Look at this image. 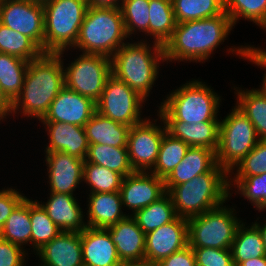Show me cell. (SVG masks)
Masks as SVG:
<instances>
[{"instance_id":"obj_1","label":"cell","mask_w":266,"mask_h":266,"mask_svg":"<svg viewBox=\"0 0 266 266\" xmlns=\"http://www.w3.org/2000/svg\"><path fill=\"white\" fill-rule=\"evenodd\" d=\"M62 54L42 53L38 58L29 61L22 90L12 103L11 113L14 114L21 108L24 116L37 117L39 121L44 118L51 102L65 87Z\"/></svg>"},{"instance_id":"obj_2","label":"cell","mask_w":266,"mask_h":266,"mask_svg":"<svg viewBox=\"0 0 266 266\" xmlns=\"http://www.w3.org/2000/svg\"><path fill=\"white\" fill-rule=\"evenodd\" d=\"M233 24L224 12L215 17L176 24L172 37L164 45L165 61H204L224 42Z\"/></svg>"},{"instance_id":"obj_3","label":"cell","mask_w":266,"mask_h":266,"mask_svg":"<svg viewBox=\"0 0 266 266\" xmlns=\"http://www.w3.org/2000/svg\"><path fill=\"white\" fill-rule=\"evenodd\" d=\"M226 174L229 173L217 164L210 172L173 186L167 193L176 215L189 219L223 205L232 185Z\"/></svg>"},{"instance_id":"obj_4","label":"cell","mask_w":266,"mask_h":266,"mask_svg":"<svg viewBox=\"0 0 266 266\" xmlns=\"http://www.w3.org/2000/svg\"><path fill=\"white\" fill-rule=\"evenodd\" d=\"M146 41L124 43L111 58V72L144 99L158 75L159 60H165L164 46L154 41L152 53Z\"/></svg>"},{"instance_id":"obj_5","label":"cell","mask_w":266,"mask_h":266,"mask_svg":"<svg viewBox=\"0 0 266 266\" xmlns=\"http://www.w3.org/2000/svg\"><path fill=\"white\" fill-rule=\"evenodd\" d=\"M128 37L120 7L89 6L74 47L112 57Z\"/></svg>"},{"instance_id":"obj_6","label":"cell","mask_w":266,"mask_h":266,"mask_svg":"<svg viewBox=\"0 0 266 266\" xmlns=\"http://www.w3.org/2000/svg\"><path fill=\"white\" fill-rule=\"evenodd\" d=\"M44 53L74 47L89 7L87 0H44Z\"/></svg>"},{"instance_id":"obj_7","label":"cell","mask_w":266,"mask_h":266,"mask_svg":"<svg viewBox=\"0 0 266 266\" xmlns=\"http://www.w3.org/2000/svg\"><path fill=\"white\" fill-rule=\"evenodd\" d=\"M220 97L200 81H191L171 93L159 107L161 119H176L186 123L219 121Z\"/></svg>"},{"instance_id":"obj_8","label":"cell","mask_w":266,"mask_h":266,"mask_svg":"<svg viewBox=\"0 0 266 266\" xmlns=\"http://www.w3.org/2000/svg\"><path fill=\"white\" fill-rule=\"evenodd\" d=\"M258 142L259 138L252 122L235 107L219 124L217 164L230 173Z\"/></svg>"},{"instance_id":"obj_9","label":"cell","mask_w":266,"mask_h":266,"mask_svg":"<svg viewBox=\"0 0 266 266\" xmlns=\"http://www.w3.org/2000/svg\"><path fill=\"white\" fill-rule=\"evenodd\" d=\"M234 208L222 205L188 219V245L231 249L236 230L240 225Z\"/></svg>"},{"instance_id":"obj_10","label":"cell","mask_w":266,"mask_h":266,"mask_svg":"<svg viewBox=\"0 0 266 266\" xmlns=\"http://www.w3.org/2000/svg\"><path fill=\"white\" fill-rule=\"evenodd\" d=\"M67 69V70H66ZM64 70L65 86L97 102L111 72V58L83 53Z\"/></svg>"},{"instance_id":"obj_11","label":"cell","mask_w":266,"mask_h":266,"mask_svg":"<svg viewBox=\"0 0 266 266\" xmlns=\"http://www.w3.org/2000/svg\"><path fill=\"white\" fill-rule=\"evenodd\" d=\"M145 99L125 82L110 75L96 102V111L121 124L132 127L143 121L140 118L141 106Z\"/></svg>"},{"instance_id":"obj_12","label":"cell","mask_w":266,"mask_h":266,"mask_svg":"<svg viewBox=\"0 0 266 266\" xmlns=\"http://www.w3.org/2000/svg\"><path fill=\"white\" fill-rule=\"evenodd\" d=\"M0 23L30 38L44 53L42 1L0 0Z\"/></svg>"},{"instance_id":"obj_13","label":"cell","mask_w":266,"mask_h":266,"mask_svg":"<svg viewBox=\"0 0 266 266\" xmlns=\"http://www.w3.org/2000/svg\"><path fill=\"white\" fill-rule=\"evenodd\" d=\"M163 129L154 125L149 119L130 127L127 138L129 161L134 171L148 172L154 167L164 133Z\"/></svg>"},{"instance_id":"obj_14","label":"cell","mask_w":266,"mask_h":266,"mask_svg":"<svg viewBox=\"0 0 266 266\" xmlns=\"http://www.w3.org/2000/svg\"><path fill=\"white\" fill-rule=\"evenodd\" d=\"M188 245V219L176 217L146 234L145 260L159 262Z\"/></svg>"},{"instance_id":"obj_15","label":"cell","mask_w":266,"mask_h":266,"mask_svg":"<svg viewBox=\"0 0 266 266\" xmlns=\"http://www.w3.org/2000/svg\"><path fill=\"white\" fill-rule=\"evenodd\" d=\"M150 174L135 171L123 178L119 191L122 205L131 208L133 214L157 201L166 193L164 179Z\"/></svg>"},{"instance_id":"obj_16","label":"cell","mask_w":266,"mask_h":266,"mask_svg":"<svg viewBox=\"0 0 266 266\" xmlns=\"http://www.w3.org/2000/svg\"><path fill=\"white\" fill-rule=\"evenodd\" d=\"M96 111V102L66 86L51 102L41 122H62L84 127Z\"/></svg>"},{"instance_id":"obj_17","label":"cell","mask_w":266,"mask_h":266,"mask_svg":"<svg viewBox=\"0 0 266 266\" xmlns=\"http://www.w3.org/2000/svg\"><path fill=\"white\" fill-rule=\"evenodd\" d=\"M51 192L71 194L83 181V159L64 152H46Z\"/></svg>"},{"instance_id":"obj_18","label":"cell","mask_w":266,"mask_h":266,"mask_svg":"<svg viewBox=\"0 0 266 266\" xmlns=\"http://www.w3.org/2000/svg\"><path fill=\"white\" fill-rule=\"evenodd\" d=\"M105 229L109 232L122 263L145 260L146 234L132 216L127 215L125 219Z\"/></svg>"},{"instance_id":"obj_19","label":"cell","mask_w":266,"mask_h":266,"mask_svg":"<svg viewBox=\"0 0 266 266\" xmlns=\"http://www.w3.org/2000/svg\"><path fill=\"white\" fill-rule=\"evenodd\" d=\"M84 266H122L116 246L104 228L86 227L81 232Z\"/></svg>"},{"instance_id":"obj_20","label":"cell","mask_w":266,"mask_h":266,"mask_svg":"<svg viewBox=\"0 0 266 266\" xmlns=\"http://www.w3.org/2000/svg\"><path fill=\"white\" fill-rule=\"evenodd\" d=\"M37 255L44 263L41 266H84L81 232L62 231L37 251Z\"/></svg>"},{"instance_id":"obj_21","label":"cell","mask_w":266,"mask_h":266,"mask_svg":"<svg viewBox=\"0 0 266 266\" xmlns=\"http://www.w3.org/2000/svg\"><path fill=\"white\" fill-rule=\"evenodd\" d=\"M162 121L167 133L181 139L190 147L210 148L217 151L220 121H202L196 124L176 119H162Z\"/></svg>"},{"instance_id":"obj_22","label":"cell","mask_w":266,"mask_h":266,"mask_svg":"<svg viewBox=\"0 0 266 266\" xmlns=\"http://www.w3.org/2000/svg\"><path fill=\"white\" fill-rule=\"evenodd\" d=\"M48 128L49 145L45 152H64L85 160L89 142L85 128L62 122H43Z\"/></svg>"},{"instance_id":"obj_23","label":"cell","mask_w":266,"mask_h":266,"mask_svg":"<svg viewBox=\"0 0 266 266\" xmlns=\"http://www.w3.org/2000/svg\"><path fill=\"white\" fill-rule=\"evenodd\" d=\"M216 152L210 148L190 147L183 160L164 179L165 190L192 180L195 176L210 172L215 166Z\"/></svg>"},{"instance_id":"obj_24","label":"cell","mask_w":266,"mask_h":266,"mask_svg":"<svg viewBox=\"0 0 266 266\" xmlns=\"http://www.w3.org/2000/svg\"><path fill=\"white\" fill-rule=\"evenodd\" d=\"M47 203L41 204L48 217L61 231L82 232L87 224L83 222V212L71 194L50 193Z\"/></svg>"},{"instance_id":"obj_25","label":"cell","mask_w":266,"mask_h":266,"mask_svg":"<svg viewBox=\"0 0 266 266\" xmlns=\"http://www.w3.org/2000/svg\"><path fill=\"white\" fill-rule=\"evenodd\" d=\"M87 227L108 228L127 216L123 214L119 191L109 193H90Z\"/></svg>"},{"instance_id":"obj_26","label":"cell","mask_w":266,"mask_h":266,"mask_svg":"<svg viewBox=\"0 0 266 266\" xmlns=\"http://www.w3.org/2000/svg\"><path fill=\"white\" fill-rule=\"evenodd\" d=\"M84 128L89 145L102 144L113 147H127L130 126L105 117L97 111L86 122Z\"/></svg>"},{"instance_id":"obj_27","label":"cell","mask_w":266,"mask_h":266,"mask_svg":"<svg viewBox=\"0 0 266 266\" xmlns=\"http://www.w3.org/2000/svg\"><path fill=\"white\" fill-rule=\"evenodd\" d=\"M28 64L19 57L0 53V87L11 103L20 95Z\"/></svg>"},{"instance_id":"obj_28","label":"cell","mask_w":266,"mask_h":266,"mask_svg":"<svg viewBox=\"0 0 266 266\" xmlns=\"http://www.w3.org/2000/svg\"><path fill=\"white\" fill-rule=\"evenodd\" d=\"M85 161L113 170L123 177L135 172L129 161L127 147L91 144Z\"/></svg>"},{"instance_id":"obj_29","label":"cell","mask_w":266,"mask_h":266,"mask_svg":"<svg viewBox=\"0 0 266 266\" xmlns=\"http://www.w3.org/2000/svg\"><path fill=\"white\" fill-rule=\"evenodd\" d=\"M131 216L145 234L172 222L177 217L172 199L167 192Z\"/></svg>"},{"instance_id":"obj_30","label":"cell","mask_w":266,"mask_h":266,"mask_svg":"<svg viewBox=\"0 0 266 266\" xmlns=\"http://www.w3.org/2000/svg\"><path fill=\"white\" fill-rule=\"evenodd\" d=\"M149 34L165 45L176 27L172 0H149Z\"/></svg>"},{"instance_id":"obj_31","label":"cell","mask_w":266,"mask_h":266,"mask_svg":"<svg viewBox=\"0 0 266 266\" xmlns=\"http://www.w3.org/2000/svg\"><path fill=\"white\" fill-rule=\"evenodd\" d=\"M234 266L250 258L266 256L259 230L252 224L250 228L240 224L231 245Z\"/></svg>"},{"instance_id":"obj_32","label":"cell","mask_w":266,"mask_h":266,"mask_svg":"<svg viewBox=\"0 0 266 266\" xmlns=\"http://www.w3.org/2000/svg\"><path fill=\"white\" fill-rule=\"evenodd\" d=\"M177 24L215 17L225 12V0H172Z\"/></svg>"},{"instance_id":"obj_33","label":"cell","mask_w":266,"mask_h":266,"mask_svg":"<svg viewBox=\"0 0 266 266\" xmlns=\"http://www.w3.org/2000/svg\"><path fill=\"white\" fill-rule=\"evenodd\" d=\"M237 95L236 107L252 122L259 140H266V95L260 89L237 90Z\"/></svg>"},{"instance_id":"obj_34","label":"cell","mask_w":266,"mask_h":266,"mask_svg":"<svg viewBox=\"0 0 266 266\" xmlns=\"http://www.w3.org/2000/svg\"><path fill=\"white\" fill-rule=\"evenodd\" d=\"M32 224L30 220V199L27 197L7 218L0 231V237L21 246L31 242Z\"/></svg>"},{"instance_id":"obj_35","label":"cell","mask_w":266,"mask_h":266,"mask_svg":"<svg viewBox=\"0 0 266 266\" xmlns=\"http://www.w3.org/2000/svg\"><path fill=\"white\" fill-rule=\"evenodd\" d=\"M189 148L190 146L187 143L165 132L160 144L156 163L151 168V173L159 178L165 179L183 160Z\"/></svg>"},{"instance_id":"obj_36","label":"cell","mask_w":266,"mask_h":266,"mask_svg":"<svg viewBox=\"0 0 266 266\" xmlns=\"http://www.w3.org/2000/svg\"><path fill=\"white\" fill-rule=\"evenodd\" d=\"M0 53H6L31 61L43 51L27 36L0 23Z\"/></svg>"},{"instance_id":"obj_37","label":"cell","mask_w":266,"mask_h":266,"mask_svg":"<svg viewBox=\"0 0 266 266\" xmlns=\"http://www.w3.org/2000/svg\"><path fill=\"white\" fill-rule=\"evenodd\" d=\"M30 220L32 224L31 242L36 251H39L62 232L37 201L30 200Z\"/></svg>"},{"instance_id":"obj_38","label":"cell","mask_w":266,"mask_h":266,"mask_svg":"<svg viewBox=\"0 0 266 266\" xmlns=\"http://www.w3.org/2000/svg\"><path fill=\"white\" fill-rule=\"evenodd\" d=\"M123 176L103 166L84 161L83 180L91 187L90 193L120 191Z\"/></svg>"},{"instance_id":"obj_39","label":"cell","mask_w":266,"mask_h":266,"mask_svg":"<svg viewBox=\"0 0 266 266\" xmlns=\"http://www.w3.org/2000/svg\"><path fill=\"white\" fill-rule=\"evenodd\" d=\"M225 12L233 26L239 17H243L266 28V0H225Z\"/></svg>"},{"instance_id":"obj_40","label":"cell","mask_w":266,"mask_h":266,"mask_svg":"<svg viewBox=\"0 0 266 266\" xmlns=\"http://www.w3.org/2000/svg\"><path fill=\"white\" fill-rule=\"evenodd\" d=\"M120 8L128 36L136 29L149 35V0H122Z\"/></svg>"},{"instance_id":"obj_41","label":"cell","mask_w":266,"mask_h":266,"mask_svg":"<svg viewBox=\"0 0 266 266\" xmlns=\"http://www.w3.org/2000/svg\"><path fill=\"white\" fill-rule=\"evenodd\" d=\"M238 191L253 205L263 211L266 209V173L245 178H234Z\"/></svg>"},{"instance_id":"obj_42","label":"cell","mask_w":266,"mask_h":266,"mask_svg":"<svg viewBox=\"0 0 266 266\" xmlns=\"http://www.w3.org/2000/svg\"><path fill=\"white\" fill-rule=\"evenodd\" d=\"M236 167L238 169L234 178H245L266 173V140H259Z\"/></svg>"},{"instance_id":"obj_43","label":"cell","mask_w":266,"mask_h":266,"mask_svg":"<svg viewBox=\"0 0 266 266\" xmlns=\"http://www.w3.org/2000/svg\"><path fill=\"white\" fill-rule=\"evenodd\" d=\"M197 266H234L231 249L191 247Z\"/></svg>"},{"instance_id":"obj_44","label":"cell","mask_w":266,"mask_h":266,"mask_svg":"<svg viewBox=\"0 0 266 266\" xmlns=\"http://www.w3.org/2000/svg\"><path fill=\"white\" fill-rule=\"evenodd\" d=\"M24 249L0 237V266H25Z\"/></svg>"},{"instance_id":"obj_45","label":"cell","mask_w":266,"mask_h":266,"mask_svg":"<svg viewBox=\"0 0 266 266\" xmlns=\"http://www.w3.org/2000/svg\"><path fill=\"white\" fill-rule=\"evenodd\" d=\"M25 198V196L12 188L0 191V231L7 218Z\"/></svg>"},{"instance_id":"obj_46","label":"cell","mask_w":266,"mask_h":266,"mask_svg":"<svg viewBox=\"0 0 266 266\" xmlns=\"http://www.w3.org/2000/svg\"><path fill=\"white\" fill-rule=\"evenodd\" d=\"M159 266H197L192 248L187 245L158 262Z\"/></svg>"},{"instance_id":"obj_47","label":"cell","mask_w":266,"mask_h":266,"mask_svg":"<svg viewBox=\"0 0 266 266\" xmlns=\"http://www.w3.org/2000/svg\"><path fill=\"white\" fill-rule=\"evenodd\" d=\"M231 52H236L237 54L241 55L243 58H247L249 61L254 62L258 66H262L266 68V51L263 49L261 50L260 48H254L250 46H245L244 48L241 46L240 48L238 47L237 49H231ZM263 87L261 91L266 95V73L263 79Z\"/></svg>"},{"instance_id":"obj_48","label":"cell","mask_w":266,"mask_h":266,"mask_svg":"<svg viewBox=\"0 0 266 266\" xmlns=\"http://www.w3.org/2000/svg\"><path fill=\"white\" fill-rule=\"evenodd\" d=\"M89 6L94 7H120L119 0H87ZM122 1V0H121Z\"/></svg>"},{"instance_id":"obj_49","label":"cell","mask_w":266,"mask_h":266,"mask_svg":"<svg viewBox=\"0 0 266 266\" xmlns=\"http://www.w3.org/2000/svg\"><path fill=\"white\" fill-rule=\"evenodd\" d=\"M238 266H266V256L250 258L241 262Z\"/></svg>"},{"instance_id":"obj_50","label":"cell","mask_w":266,"mask_h":266,"mask_svg":"<svg viewBox=\"0 0 266 266\" xmlns=\"http://www.w3.org/2000/svg\"><path fill=\"white\" fill-rule=\"evenodd\" d=\"M122 266H159L158 262H150V261H136V262H127L123 263Z\"/></svg>"},{"instance_id":"obj_51","label":"cell","mask_w":266,"mask_h":266,"mask_svg":"<svg viewBox=\"0 0 266 266\" xmlns=\"http://www.w3.org/2000/svg\"><path fill=\"white\" fill-rule=\"evenodd\" d=\"M258 230L262 238V242L266 251V223L260 226V224H257L256 222L253 224Z\"/></svg>"},{"instance_id":"obj_52","label":"cell","mask_w":266,"mask_h":266,"mask_svg":"<svg viewBox=\"0 0 266 266\" xmlns=\"http://www.w3.org/2000/svg\"><path fill=\"white\" fill-rule=\"evenodd\" d=\"M0 106H12V103L6 98L0 87Z\"/></svg>"},{"instance_id":"obj_53","label":"cell","mask_w":266,"mask_h":266,"mask_svg":"<svg viewBox=\"0 0 266 266\" xmlns=\"http://www.w3.org/2000/svg\"><path fill=\"white\" fill-rule=\"evenodd\" d=\"M12 106H0V120L11 113Z\"/></svg>"}]
</instances>
